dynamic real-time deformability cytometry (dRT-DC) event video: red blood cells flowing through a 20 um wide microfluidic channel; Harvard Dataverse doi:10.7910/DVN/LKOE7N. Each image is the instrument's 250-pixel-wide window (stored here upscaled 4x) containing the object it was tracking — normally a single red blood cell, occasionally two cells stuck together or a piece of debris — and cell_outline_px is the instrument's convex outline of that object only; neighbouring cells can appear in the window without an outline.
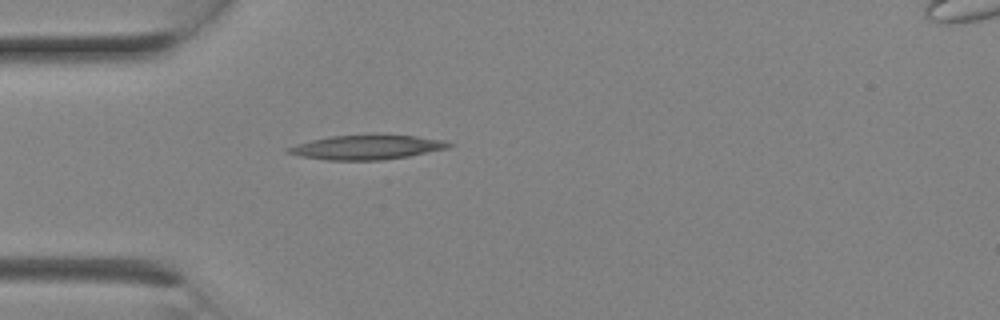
{"species": "Egyptian fruit bat (a non-hibernating species)", "species_latin": "Rousettus aegyptiacus", "temperature_condition": "room temperature", "stored_images_in_passage": 2, "camera_frame_rate_fps": 3000, "um_per_image_px": 0.085, "animal": {"sex": "female"}, "frame": {"image": 1, "passage_image": 1, "time_ms": 0.0, "image_size_px": [1000, 320], "cell_outline_px": [[452, 144], [448, 148], [408, 156], [380, 160], [328, 160], [300, 156], [284, 152], [284, 148], [296, 144], [312, 140], [332, 136], [372, 132], [416, 136], [444, 140]], "centroid_in_image_um": [31.15, 12.48], "position_along_channel_um": 53.9, "area_um2": 23.52}}